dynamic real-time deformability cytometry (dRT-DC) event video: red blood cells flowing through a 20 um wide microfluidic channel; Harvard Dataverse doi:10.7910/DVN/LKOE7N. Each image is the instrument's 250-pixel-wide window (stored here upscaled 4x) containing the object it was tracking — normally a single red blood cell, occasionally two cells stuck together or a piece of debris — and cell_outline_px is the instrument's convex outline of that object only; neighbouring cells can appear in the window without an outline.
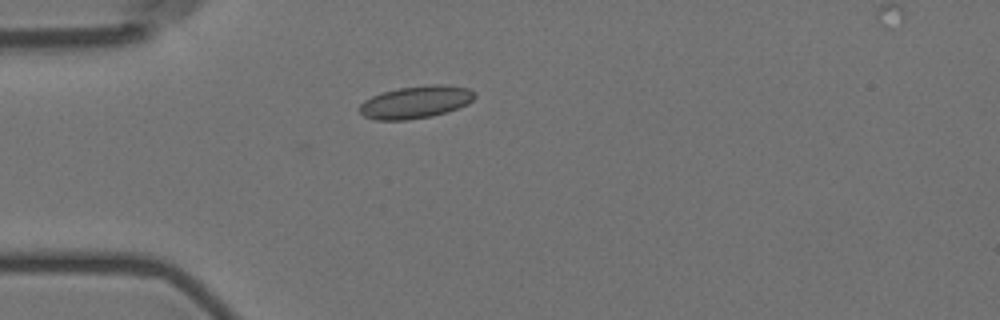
{"species": "Egyptian fruit bat (a non-hibernating species)", "species_latin": "Rousettus aegyptiacus", "temperature_condition": "room temperature", "stored_images_in_passage": 5, "camera_frame_rate_fps": 3000, "um_per_image_px": 0.085, "animal": {"sex": "female"}, "frame": {"image": 1, "passage_image": 2, "time_ms": 1.333, "image_size_px": [1000, 320], "cell_outline_px": [[476, 96], [468, 104], [432, 116], [408, 120], [376, 120], [364, 116], [356, 108], [364, 100], [380, 92], [400, 88], [432, 84], [440, 84], [468, 88], [476, 92]], "centroid_in_image_um": [35.3, 8.68], "position_along_channel_um": 49.7, "area_um2": 21.85}}
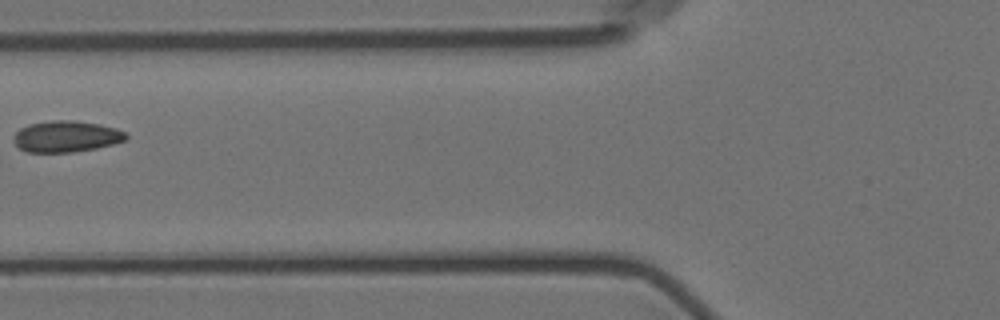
{"frame": {"image": 2, "passage_image": 4, "time_ms": 3.667, "image_size_px": [1000, 320], "cell_outline_px": [[128, 136], [124, 140], [112, 144], [96, 148], [72, 152], [28, 152], [20, 148], [12, 140], [16, 132], [20, 128], [28, 124], [52, 120], [76, 120], [100, 124], [116, 128], [124, 132]], "centroid_in_image_um": [5.61, 11.59], "position_along_channel_um": 120.2, "area_um2": 20.46}}
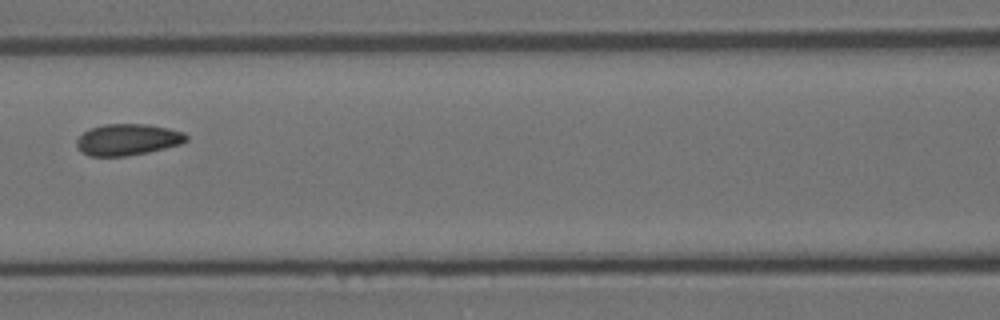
{"frame": {"image": 3, "passage_image": 5, "time_ms": 4.667, "image_size_px": [1000, 320], "cell_outline_px": [[188, 140], [180, 144], [148, 152], [128, 156], [88, 156], [80, 152], [76, 148], [76, 140], [84, 132], [92, 128], [104, 124], [148, 124], [168, 128], [184, 132], [188, 136]], "centroid_in_image_um": [10.84, 11.87], "position_along_channel_um": 155.8, "area_um2": 20.17}}